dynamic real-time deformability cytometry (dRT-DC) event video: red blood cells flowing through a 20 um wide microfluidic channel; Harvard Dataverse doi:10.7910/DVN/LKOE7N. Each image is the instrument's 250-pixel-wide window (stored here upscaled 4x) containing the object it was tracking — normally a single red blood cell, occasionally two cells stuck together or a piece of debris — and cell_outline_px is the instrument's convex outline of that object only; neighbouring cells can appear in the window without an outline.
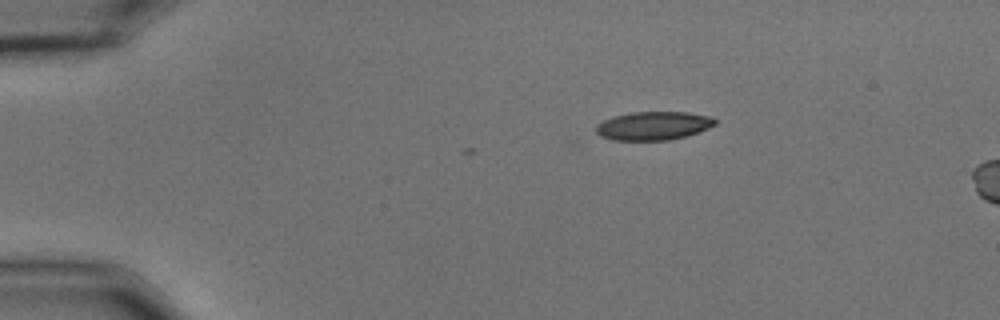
{"species": "common noctule bat (a hibernating species)", "species_latin": "Nyctalus noctula", "temperature_condition": "cold", "stored_images_in_passage": 4, "camera_frame_rate_fps": 3000, "um_per_image_px": 0.085, "animal": {"sex": "male", "body_mass_g": 15.6}, "frame": {"image": 1, "passage_image": 1, "time_ms": 0.0, "image_size_px": [1000, 320], "cell_outline_px": [[716, 124], [708, 128], [688, 136], [668, 140], [612, 140], [600, 136], [596, 132], [596, 124], [612, 116], [632, 112], [688, 112], [712, 116], [716, 120]], "centroid_in_image_um": [55.54, 10.69], "position_along_channel_um": 29.5, "area_um2": 19.94}}